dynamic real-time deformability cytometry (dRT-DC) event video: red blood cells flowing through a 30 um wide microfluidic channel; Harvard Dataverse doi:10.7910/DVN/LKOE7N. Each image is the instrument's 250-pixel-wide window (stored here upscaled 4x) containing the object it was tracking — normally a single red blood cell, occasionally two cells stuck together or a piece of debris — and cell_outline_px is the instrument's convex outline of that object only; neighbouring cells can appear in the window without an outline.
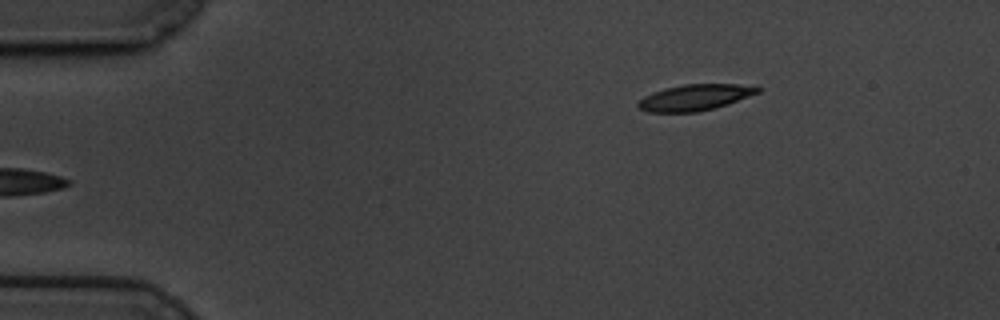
{"species": "common noctule bat (a hibernating species)", "species_latin": "Nyctalus noctula", "temperature_condition": "cold", "stored_images_in_passage": 51, "camera_frame_rate_fps": 3000, "um_per_image_px": 0.085, "animal": {"sex": "male", "body_mass_g": 19.5, "forearm_length_mm": 54.6}, "frame": {"image": 1, "passage_image": 1, "time_ms": 0.0, "image_size_px": [1000, 320], "cell_outline_px": [[760, 92], [728, 104], [696, 112], [648, 112], [640, 108], [636, 104], [644, 96], [664, 88], [684, 84], [736, 84], [760, 88]], "centroid_in_image_um": [59.04, 8.28], "position_along_channel_um": 26.0, "area_um2": 17.92}}
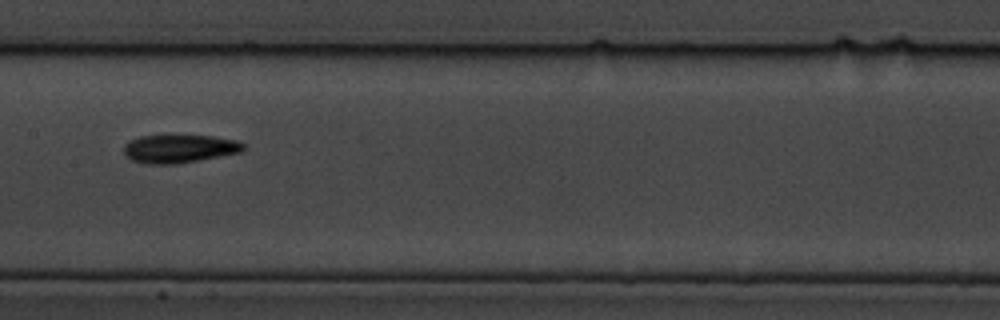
{"frame": {"image": 2, "passage_image": 22, "time_ms": 7.0, "image_size_px": [1000, 320], "cell_outline_px": [[244, 148], [240, 152], [180, 164], [144, 164], [132, 160], [124, 152], [124, 144], [140, 136], [212, 136], [236, 140], [244, 144]], "centroid_in_image_um": [15.24, 12.65], "position_along_channel_um": 192.2, "area_um2": 19.48}}
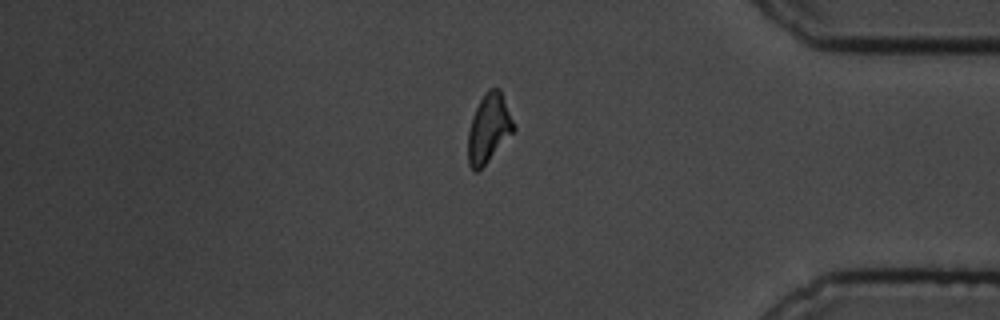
{"frame": {"image": 3, "passage_image": 42, "time_ms": 13.667, "image_size_px": [1000, 320], "cell_outline_px": [[516, 128], [488, 160], [476, 172], [468, 164], [468, 132], [472, 116], [480, 100], [488, 88], [500, 88]], "centroid_in_image_um": [41.53, 10.87], "position_along_channel_um": 393.7, "area_um2": 17.86}, "authors_computed_cell_mechanics": {"area_um2": 18.8428, "velocity_mm_per_s": 3.3745, "shape_relaxation_time_tau1_ms": 3.4195, "shape_relaxation_time_tau2_ms": 5.8333, "deformation_change_tau1": 0.1425, "deformation_change_tau2": 0.1385}}